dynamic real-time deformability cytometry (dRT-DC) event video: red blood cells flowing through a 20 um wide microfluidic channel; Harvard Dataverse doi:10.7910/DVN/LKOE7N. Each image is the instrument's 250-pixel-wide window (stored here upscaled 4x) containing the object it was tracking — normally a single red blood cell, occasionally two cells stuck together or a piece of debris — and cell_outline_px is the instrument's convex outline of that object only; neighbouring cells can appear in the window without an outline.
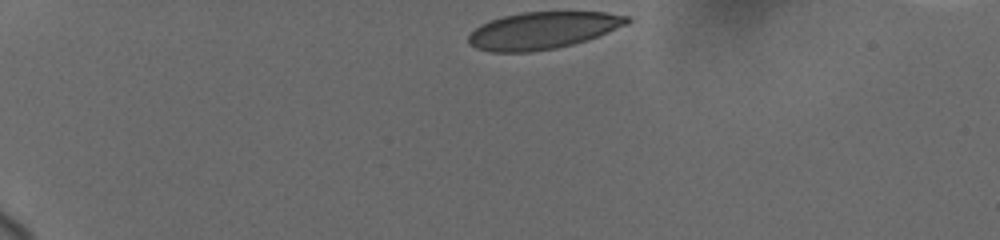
{"species": "human", "species_latin": "Homo sapiens", "temperature_condition": "cold", "stored_images_in_passage": 36, "camera_frame_rate_fps": 3000, "um_per_image_px": 0.085, "donor": {"sex": "female"}, "frame": {"image": 1, "passage_image": 1, "time_ms": 0.0, "image_size_px": [1000, 240], "cell_outline_px": [[632, 20], [628, 24], [588, 40], [556, 48], [532, 52], [492, 52], [476, 48], [468, 44], [468, 36], [480, 24], [488, 20], [520, 12], [604, 12], [628, 16]], "centroid_in_image_um": [46.12, 2.59], "position_along_channel_um": 38.9, "area_um2": 34.39}}
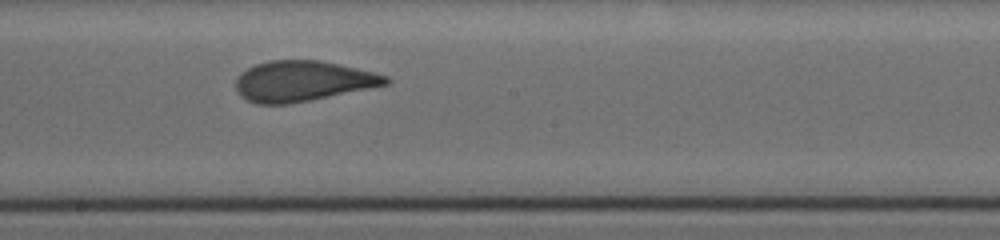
{"frame": {"image": 2, "passage_image": 18, "time_ms": 7.0, "image_size_px": [1000, 240], "cell_outline_px": [[392, 80], [388, 84], [312, 100], [288, 104], [256, 104], [240, 96], [236, 92], [236, 80], [248, 68], [256, 64], [268, 60], [320, 60], [340, 64], [388, 76]], "centroid_in_image_um": [25.73, 6.9], "position_along_channel_um": 222.5, "area_um2": 35.26}}
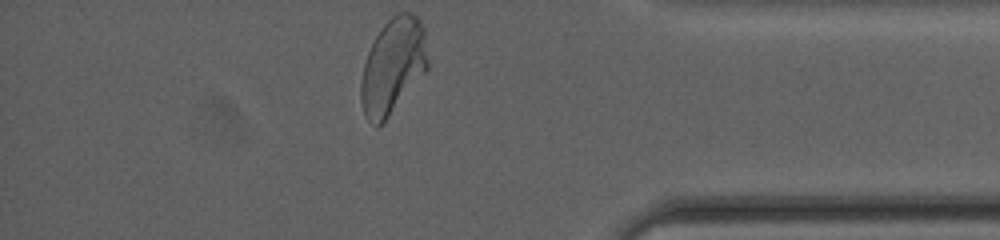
{"frame": {"image": 3, "passage_image": 36, "time_ms": 12.333, "image_size_px": [1000, 240], "cell_outline_px": [[428, 68], [388, 116], [376, 128], [364, 116], [360, 100], [360, 84], [364, 64], [368, 52], [376, 36], [384, 24], [392, 16], [400, 12], [408, 12], [416, 16], [420, 20], [424, 28], [428, 60]], "centroid_in_image_um": [33.38, 5.61], "position_along_channel_um": 401.8, "area_um2": 36.82}, "authors_computed_cell_mechanics": {"area_um2": 35.6048, "velocity_mm_per_s": 3.6705, "shape_relaxation_time_tau1_ms": 7.0018, "shape_relaxation_time_tau2_ms": null, "deformation_change_tau1": 0.1778, "deformation_change_tau2": null}}